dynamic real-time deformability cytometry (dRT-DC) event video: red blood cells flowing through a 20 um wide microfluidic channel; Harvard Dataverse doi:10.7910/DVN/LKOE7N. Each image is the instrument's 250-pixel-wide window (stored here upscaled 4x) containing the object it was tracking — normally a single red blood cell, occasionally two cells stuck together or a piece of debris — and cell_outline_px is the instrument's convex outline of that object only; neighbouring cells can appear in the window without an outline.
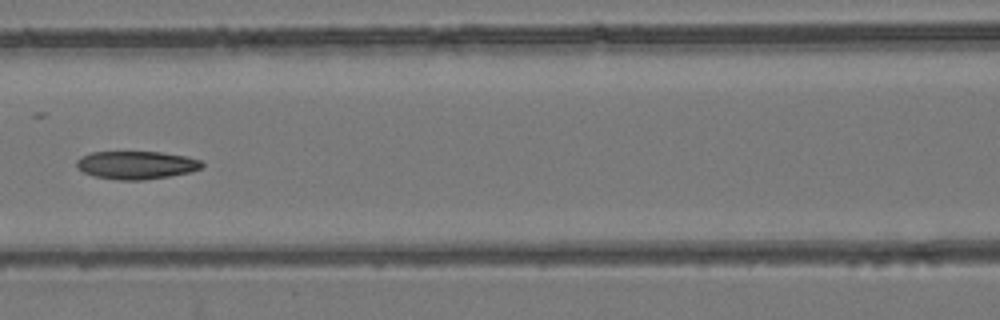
{"species": "common noctule bat (a hibernating species)", "species_latin": "Nyctalus noctula", "temperature_condition": "room temperature", "stored_images_in_passage": 8, "camera_frame_rate_fps": 3000, "um_per_image_px": 0.085, "animal": {"sex": "female", "body_mass_g": 24.6, "forearm_length_mm": 56.2}, "frame": {"image": 1, "passage_image": 8, "time_ms": 8.0, "image_size_px": [1000, 320], "cell_outline_px": [[204, 164], [200, 168], [192, 172], [144, 180], [120, 180], [92, 176], [76, 168], [76, 160], [80, 156], [92, 152], [160, 152], [188, 156], [200, 160]], "centroid_in_image_um": [11.57, 14.03], "position_along_channel_um": 155.0, "area_um2": 20.63}}